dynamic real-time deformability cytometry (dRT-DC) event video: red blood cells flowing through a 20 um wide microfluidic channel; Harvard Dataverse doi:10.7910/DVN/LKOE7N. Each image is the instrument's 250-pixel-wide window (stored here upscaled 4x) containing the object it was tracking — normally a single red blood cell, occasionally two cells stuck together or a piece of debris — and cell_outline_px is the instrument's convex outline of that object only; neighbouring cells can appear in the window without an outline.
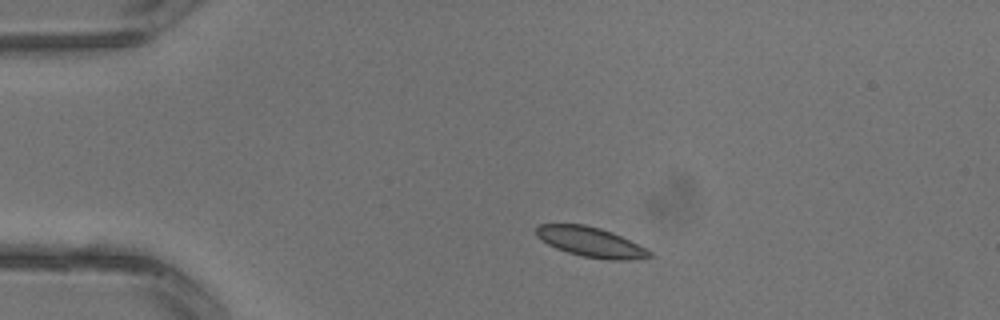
{"species": "common noctule bat (a hibernating species)", "species_latin": "Nyctalus noctula", "temperature_condition": "warm", "stored_images_in_passage": 2, "camera_frame_rate_fps": 3000, "um_per_image_px": 0.085, "animal": {"sex": "male", "body_mass_g": 13.3}, "frame": {"image": 1, "passage_image": 1, "time_ms": 0.0, "image_size_px": [1000, 320], "cell_outline_px": [[652, 256], [632, 260], [608, 260], [584, 256], [568, 252], [556, 248], [548, 244], [536, 236], [536, 228], [540, 224], [584, 224], [600, 228], [612, 232], [652, 252]], "centroid_in_image_um": [50.19, 20.57], "position_along_channel_um": 34.8, "area_um2": 19.42}}